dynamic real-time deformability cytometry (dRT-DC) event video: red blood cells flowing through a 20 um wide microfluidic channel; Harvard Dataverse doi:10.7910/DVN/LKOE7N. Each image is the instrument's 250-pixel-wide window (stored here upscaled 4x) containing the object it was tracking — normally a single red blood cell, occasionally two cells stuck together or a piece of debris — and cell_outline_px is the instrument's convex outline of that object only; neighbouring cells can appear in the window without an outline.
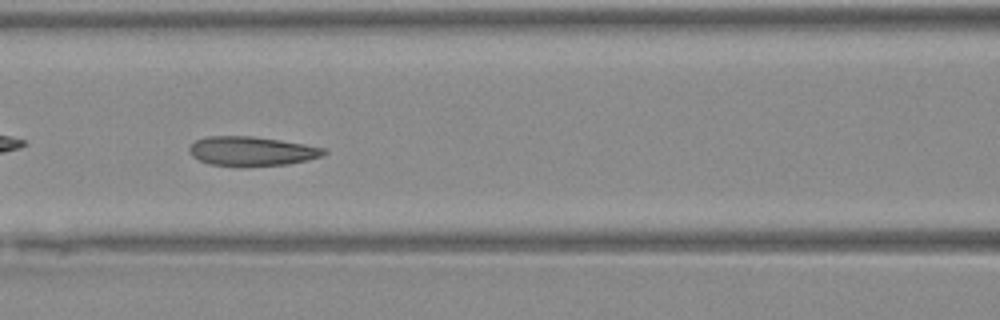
{"species": "Egyptian fruit bat (a non-hibernating species)", "species_latin": "Rousettus aegyptiacus", "temperature_condition": "warm", "stored_images_in_passage": 48, "camera_frame_rate_fps": 3000, "um_per_image_px": 0.085, "animal": {"sex": "female"}, "frame": {"image": 1, "passage_image": 21, "time_ms": 6.667, "image_size_px": [1000, 320], "cell_outline_px": [[328, 152], [324, 156], [308, 160], [288, 164], [208, 164], [192, 156], [188, 152], [188, 148], [196, 140], [208, 136], [252, 136], [280, 140], [304, 144], [324, 148]], "centroid_in_image_um": [21.41, 12.82], "position_along_channel_um": 145.2, "area_um2": 22.37}}